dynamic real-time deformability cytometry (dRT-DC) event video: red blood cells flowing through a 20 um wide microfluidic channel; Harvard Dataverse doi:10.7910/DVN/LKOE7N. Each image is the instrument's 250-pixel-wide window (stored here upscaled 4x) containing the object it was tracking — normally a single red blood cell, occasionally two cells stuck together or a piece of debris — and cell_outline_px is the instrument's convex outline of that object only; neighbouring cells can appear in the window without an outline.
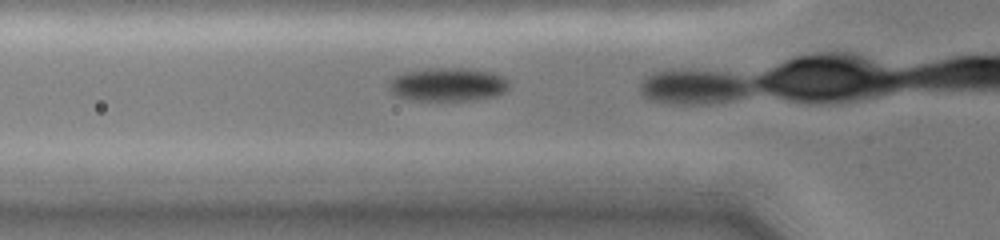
{"species": "common noctule bat (a hibernating species)", "species_latin": "Nyctalus noctula", "temperature_condition": "cold", "stored_images_in_passage": 20, "camera_frame_rate_fps": 3000, "um_per_image_px": 0.085, "animal": {"sex": "female", "body_mass_g": 19.0, "forearm_length_mm": 51.5}, "frame": {"image": 1, "passage_image": 4, "time_ms": 2.333, "image_size_px": [1000, 240], "cell_outline_px": [[508, 88], [504, 92], [496, 96], [476, 100], [408, 100], [396, 96], [388, 88], [388, 84], [396, 76], [404, 72], [428, 68], [472, 68], [492, 72], [504, 76], [508, 80]], "centroid_in_image_um": [38.09, 7.18], "position_along_channel_um": 87.7, "area_um2": 23.7}}